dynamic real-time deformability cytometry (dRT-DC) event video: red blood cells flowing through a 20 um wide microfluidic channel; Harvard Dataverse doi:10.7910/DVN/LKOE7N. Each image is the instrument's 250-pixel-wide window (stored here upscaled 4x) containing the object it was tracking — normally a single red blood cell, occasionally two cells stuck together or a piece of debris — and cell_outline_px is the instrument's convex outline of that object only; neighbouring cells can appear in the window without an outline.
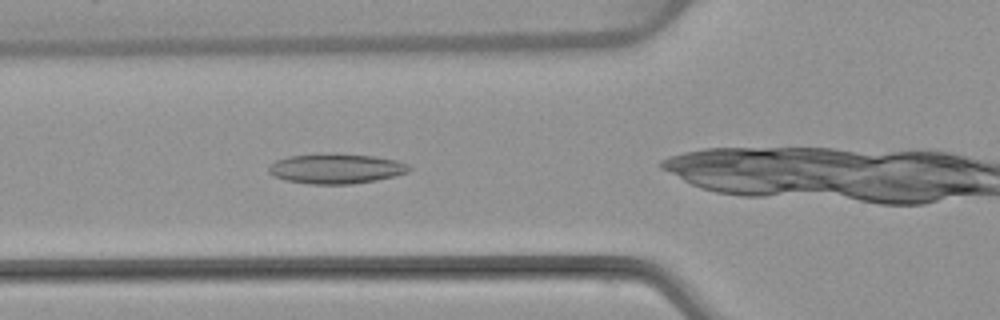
{"species": "common noctule bat (a hibernating species)", "species_latin": "Nyctalus noctula", "temperature_condition": "warm", "stored_images_in_passage": 26, "camera_frame_rate_fps": 3000, "um_per_image_px": 0.085, "animal": {"sex": "female", "body_mass_g": 22.7, "forearm_length_mm": 54.2}, "frame": {"image": 1, "passage_image": 4, "time_ms": 1.0, "image_size_px": [1000, 320], "cell_outline_px": [[412, 168], [408, 172], [376, 180], [352, 184], [308, 184], [284, 180], [272, 176], [268, 172], [268, 164], [276, 160], [288, 156], [316, 152], [336, 152], [376, 156], [396, 160], [408, 164]], "centroid_in_image_um": [28.5, 14.3], "position_along_channel_um": 97.3, "area_um2": 25.32}}
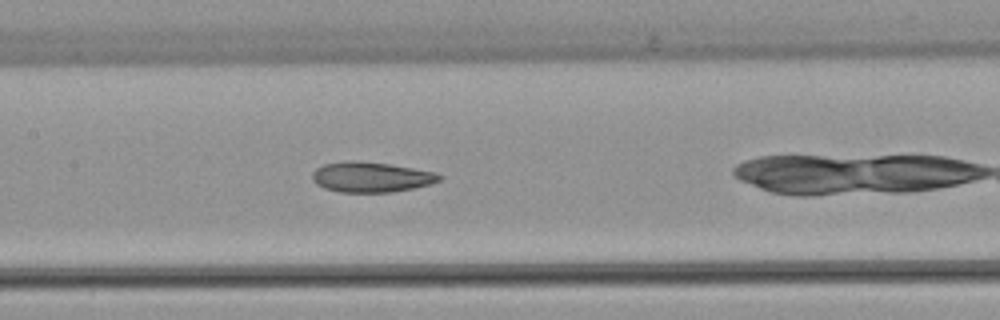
{"frame": {"image": 2, "passage_image": 10, "time_ms": 3.0, "image_size_px": [1000, 320], "cell_outline_px": [[444, 176], [440, 180], [432, 184], [392, 192], [340, 192], [324, 188], [316, 184], [312, 180], [312, 172], [316, 168], [324, 164], [344, 160], [360, 160], [388, 164], [436, 172]], "centroid_in_image_um": [31.53, 15.04], "position_along_channel_um": 175.9, "area_um2": 22.6}}
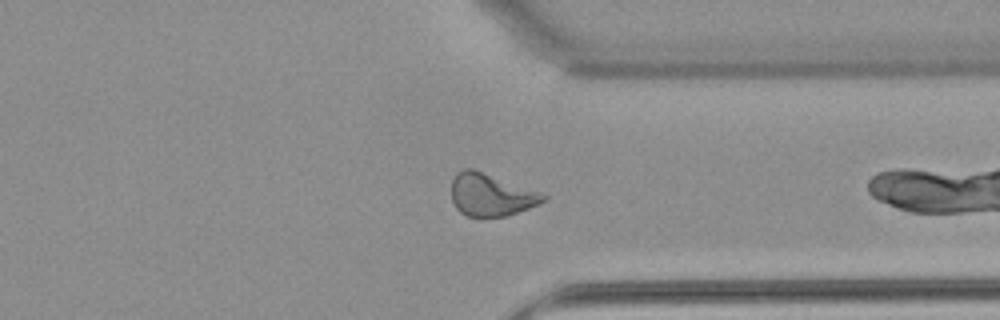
{"frame": {"image": 3, "passage_image": 25, "time_ms": 8.0, "image_size_px": [1000, 320], "cell_outline_px": [[548, 196], [544, 200], [528, 208], [504, 216], [468, 216], [460, 212], [456, 208], [452, 200], [452, 180], [456, 172], [464, 168], [472, 168], [540, 192]], "centroid_in_image_um": [41.68, 16.54], "position_along_channel_um": 369.7, "area_um2": 22.31}}